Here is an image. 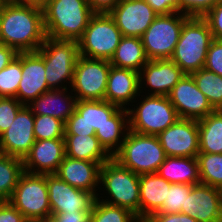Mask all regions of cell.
<instances>
[{"instance_id":"obj_46","label":"cell","mask_w":222,"mask_h":222,"mask_svg":"<svg viewBox=\"0 0 222 222\" xmlns=\"http://www.w3.org/2000/svg\"><path fill=\"white\" fill-rule=\"evenodd\" d=\"M92 211H74L71 213L54 214L63 222H90Z\"/></svg>"},{"instance_id":"obj_36","label":"cell","mask_w":222,"mask_h":222,"mask_svg":"<svg viewBox=\"0 0 222 222\" xmlns=\"http://www.w3.org/2000/svg\"><path fill=\"white\" fill-rule=\"evenodd\" d=\"M35 140L64 138L65 123L50 115H34Z\"/></svg>"},{"instance_id":"obj_19","label":"cell","mask_w":222,"mask_h":222,"mask_svg":"<svg viewBox=\"0 0 222 222\" xmlns=\"http://www.w3.org/2000/svg\"><path fill=\"white\" fill-rule=\"evenodd\" d=\"M64 157V138L36 140L23 159V170L31 174H54Z\"/></svg>"},{"instance_id":"obj_16","label":"cell","mask_w":222,"mask_h":222,"mask_svg":"<svg viewBox=\"0 0 222 222\" xmlns=\"http://www.w3.org/2000/svg\"><path fill=\"white\" fill-rule=\"evenodd\" d=\"M33 127L34 114L24 105L10 127L0 135V153L24 159L36 141Z\"/></svg>"},{"instance_id":"obj_8","label":"cell","mask_w":222,"mask_h":222,"mask_svg":"<svg viewBox=\"0 0 222 222\" xmlns=\"http://www.w3.org/2000/svg\"><path fill=\"white\" fill-rule=\"evenodd\" d=\"M121 38V31L109 13H95L77 41L79 55L110 61Z\"/></svg>"},{"instance_id":"obj_26","label":"cell","mask_w":222,"mask_h":222,"mask_svg":"<svg viewBox=\"0 0 222 222\" xmlns=\"http://www.w3.org/2000/svg\"><path fill=\"white\" fill-rule=\"evenodd\" d=\"M128 131V110L124 108H119L109 118V122L104 124L95 132V136L98 138L99 143L104 148V150L111 157H113L120 150Z\"/></svg>"},{"instance_id":"obj_43","label":"cell","mask_w":222,"mask_h":222,"mask_svg":"<svg viewBox=\"0 0 222 222\" xmlns=\"http://www.w3.org/2000/svg\"><path fill=\"white\" fill-rule=\"evenodd\" d=\"M24 215L9 201L0 202V222H25Z\"/></svg>"},{"instance_id":"obj_47","label":"cell","mask_w":222,"mask_h":222,"mask_svg":"<svg viewBox=\"0 0 222 222\" xmlns=\"http://www.w3.org/2000/svg\"><path fill=\"white\" fill-rule=\"evenodd\" d=\"M121 0H87L95 13H109Z\"/></svg>"},{"instance_id":"obj_18","label":"cell","mask_w":222,"mask_h":222,"mask_svg":"<svg viewBox=\"0 0 222 222\" xmlns=\"http://www.w3.org/2000/svg\"><path fill=\"white\" fill-rule=\"evenodd\" d=\"M181 213L198 222H222V189L201 183L193 185Z\"/></svg>"},{"instance_id":"obj_28","label":"cell","mask_w":222,"mask_h":222,"mask_svg":"<svg viewBox=\"0 0 222 222\" xmlns=\"http://www.w3.org/2000/svg\"><path fill=\"white\" fill-rule=\"evenodd\" d=\"M148 61L141 38L122 36L109 62L112 66L139 72Z\"/></svg>"},{"instance_id":"obj_45","label":"cell","mask_w":222,"mask_h":222,"mask_svg":"<svg viewBox=\"0 0 222 222\" xmlns=\"http://www.w3.org/2000/svg\"><path fill=\"white\" fill-rule=\"evenodd\" d=\"M148 220L150 222H198L191 216L183 213H154Z\"/></svg>"},{"instance_id":"obj_2","label":"cell","mask_w":222,"mask_h":222,"mask_svg":"<svg viewBox=\"0 0 222 222\" xmlns=\"http://www.w3.org/2000/svg\"><path fill=\"white\" fill-rule=\"evenodd\" d=\"M46 36L78 41L95 12L87 0H49L42 8Z\"/></svg>"},{"instance_id":"obj_12","label":"cell","mask_w":222,"mask_h":222,"mask_svg":"<svg viewBox=\"0 0 222 222\" xmlns=\"http://www.w3.org/2000/svg\"><path fill=\"white\" fill-rule=\"evenodd\" d=\"M51 214L92 211L98 198L95 193L72 187L56 174H47Z\"/></svg>"},{"instance_id":"obj_23","label":"cell","mask_w":222,"mask_h":222,"mask_svg":"<svg viewBox=\"0 0 222 222\" xmlns=\"http://www.w3.org/2000/svg\"><path fill=\"white\" fill-rule=\"evenodd\" d=\"M65 89H51L41 94L27 106L34 115H50L64 123L75 111L77 99L72 91ZM72 96H71V94Z\"/></svg>"},{"instance_id":"obj_37","label":"cell","mask_w":222,"mask_h":222,"mask_svg":"<svg viewBox=\"0 0 222 222\" xmlns=\"http://www.w3.org/2000/svg\"><path fill=\"white\" fill-rule=\"evenodd\" d=\"M191 184L172 183L167 188L166 199H164L161 210L157 213H181V208H185L186 195L192 189Z\"/></svg>"},{"instance_id":"obj_9","label":"cell","mask_w":222,"mask_h":222,"mask_svg":"<svg viewBox=\"0 0 222 222\" xmlns=\"http://www.w3.org/2000/svg\"><path fill=\"white\" fill-rule=\"evenodd\" d=\"M26 220L42 219L51 214L47 174L23 172L8 200Z\"/></svg>"},{"instance_id":"obj_51","label":"cell","mask_w":222,"mask_h":222,"mask_svg":"<svg viewBox=\"0 0 222 222\" xmlns=\"http://www.w3.org/2000/svg\"><path fill=\"white\" fill-rule=\"evenodd\" d=\"M9 0H0V16L2 14V10L4 8V6L6 5V3L8 2Z\"/></svg>"},{"instance_id":"obj_22","label":"cell","mask_w":222,"mask_h":222,"mask_svg":"<svg viewBox=\"0 0 222 222\" xmlns=\"http://www.w3.org/2000/svg\"><path fill=\"white\" fill-rule=\"evenodd\" d=\"M137 96H141L139 72L111 65L104 100L119 108L128 109L126 105L137 102Z\"/></svg>"},{"instance_id":"obj_33","label":"cell","mask_w":222,"mask_h":222,"mask_svg":"<svg viewBox=\"0 0 222 222\" xmlns=\"http://www.w3.org/2000/svg\"><path fill=\"white\" fill-rule=\"evenodd\" d=\"M201 184L222 189V154L198 153Z\"/></svg>"},{"instance_id":"obj_13","label":"cell","mask_w":222,"mask_h":222,"mask_svg":"<svg viewBox=\"0 0 222 222\" xmlns=\"http://www.w3.org/2000/svg\"><path fill=\"white\" fill-rule=\"evenodd\" d=\"M167 97L181 119L200 120L215 111L189 74L180 79Z\"/></svg>"},{"instance_id":"obj_42","label":"cell","mask_w":222,"mask_h":222,"mask_svg":"<svg viewBox=\"0 0 222 222\" xmlns=\"http://www.w3.org/2000/svg\"><path fill=\"white\" fill-rule=\"evenodd\" d=\"M213 39L222 40V0H220L204 17Z\"/></svg>"},{"instance_id":"obj_39","label":"cell","mask_w":222,"mask_h":222,"mask_svg":"<svg viewBox=\"0 0 222 222\" xmlns=\"http://www.w3.org/2000/svg\"><path fill=\"white\" fill-rule=\"evenodd\" d=\"M220 0H179V13L204 17Z\"/></svg>"},{"instance_id":"obj_44","label":"cell","mask_w":222,"mask_h":222,"mask_svg":"<svg viewBox=\"0 0 222 222\" xmlns=\"http://www.w3.org/2000/svg\"><path fill=\"white\" fill-rule=\"evenodd\" d=\"M158 15L179 12V0H145Z\"/></svg>"},{"instance_id":"obj_34","label":"cell","mask_w":222,"mask_h":222,"mask_svg":"<svg viewBox=\"0 0 222 222\" xmlns=\"http://www.w3.org/2000/svg\"><path fill=\"white\" fill-rule=\"evenodd\" d=\"M22 78V52L0 71V97L17 96Z\"/></svg>"},{"instance_id":"obj_25","label":"cell","mask_w":222,"mask_h":222,"mask_svg":"<svg viewBox=\"0 0 222 222\" xmlns=\"http://www.w3.org/2000/svg\"><path fill=\"white\" fill-rule=\"evenodd\" d=\"M157 173L170 183H201L196 157L166 156Z\"/></svg>"},{"instance_id":"obj_6","label":"cell","mask_w":222,"mask_h":222,"mask_svg":"<svg viewBox=\"0 0 222 222\" xmlns=\"http://www.w3.org/2000/svg\"><path fill=\"white\" fill-rule=\"evenodd\" d=\"M44 60L45 78L50 89L70 88L74 68L79 56L78 42L46 37L36 51ZM61 83V84H60ZM63 84V85H62Z\"/></svg>"},{"instance_id":"obj_52","label":"cell","mask_w":222,"mask_h":222,"mask_svg":"<svg viewBox=\"0 0 222 222\" xmlns=\"http://www.w3.org/2000/svg\"><path fill=\"white\" fill-rule=\"evenodd\" d=\"M25 222H43L42 219L26 220Z\"/></svg>"},{"instance_id":"obj_41","label":"cell","mask_w":222,"mask_h":222,"mask_svg":"<svg viewBox=\"0 0 222 222\" xmlns=\"http://www.w3.org/2000/svg\"><path fill=\"white\" fill-rule=\"evenodd\" d=\"M65 135H95L93 128H89L76 110L65 123Z\"/></svg>"},{"instance_id":"obj_53","label":"cell","mask_w":222,"mask_h":222,"mask_svg":"<svg viewBox=\"0 0 222 222\" xmlns=\"http://www.w3.org/2000/svg\"><path fill=\"white\" fill-rule=\"evenodd\" d=\"M135 222H150L148 219H137Z\"/></svg>"},{"instance_id":"obj_48","label":"cell","mask_w":222,"mask_h":222,"mask_svg":"<svg viewBox=\"0 0 222 222\" xmlns=\"http://www.w3.org/2000/svg\"><path fill=\"white\" fill-rule=\"evenodd\" d=\"M18 52L4 44H0V71L4 69L16 56Z\"/></svg>"},{"instance_id":"obj_31","label":"cell","mask_w":222,"mask_h":222,"mask_svg":"<svg viewBox=\"0 0 222 222\" xmlns=\"http://www.w3.org/2000/svg\"><path fill=\"white\" fill-rule=\"evenodd\" d=\"M23 170V159L0 153V201H8Z\"/></svg>"},{"instance_id":"obj_49","label":"cell","mask_w":222,"mask_h":222,"mask_svg":"<svg viewBox=\"0 0 222 222\" xmlns=\"http://www.w3.org/2000/svg\"><path fill=\"white\" fill-rule=\"evenodd\" d=\"M13 1L29 6L39 7L42 9L49 0H13Z\"/></svg>"},{"instance_id":"obj_24","label":"cell","mask_w":222,"mask_h":222,"mask_svg":"<svg viewBox=\"0 0 222 222\" xmlns=\"http://www.w3.org/2000/svg\"><path fill=\"white\" fill-rule=\"evenodd\" d=\"M171 184L158 173L139 175V219H148L161 210Z\"/></svg>"},{"instance_id":"obj_15","label":"cell","mask_w":222,"mask_h":222,"mask_svg":"<svg viewBox=\"0 0 222 222\" xmlns=\"http://www.w3.org/2000/svg\"><path fill=\"white\" fill-rule=\"evenodd\" d=\"M122 36L141 38L158 14L145 0H121L110 12Z\"/></svg>"},{"instance_id":"obj_11","label":"cell","mask_w":222,"mask_h":222,"mask_svg":"<svg viewBox=\"0 0 222 222\" xmlns=\"http://www.w3.org/2000/svg\"><path fill=\"white\" fill-rule=\"evenodd\" d=\"M110 67L108 60L79 55L70 86L76 99L104 100Z\"/></svg>"},{"instance_id":"obj_27","label":"cell","mask_w":222,"mask_h":222,"mask_svg":"<svg viewBox=\"0 0 222 222\" xmlns=\"http://www.w3.org/2000/svg\"><path fill=\"white\" fill-rule=\"evenodd\" d=\"M64 140L65 155L70 158L98 162L100 165L111 158L95 135H64Z\"/></svg>"},{"instance_id":"obj_21","label":"cell","mask_w":222,"mask_h":222,"mask_svg":"<svg viewBox=\"0 0 222 222\" xmlns=\"http://www.w3.org/2000/svg\"><path fill=\"white\" fill-rule=\"evenodd\" d=\"M100 167L101 165L98 162L74 159L65 155L54 174L72 187L99 196L96 191L101 189V187H98L100 185Z\"/></svg>"},{"instance_id":"obj_1","label":"cell","mask_w":222,"mask_h":222,"mask_svg":"<svg viewBox=\"0 0 222 222\" xmlns=\"http://www.w3.org/2000/svg\"><path fill=\"white\" fill-rule=\"evenodd\" d=\"M43 10L9 0L0 16V44L36 52L46 39Z\"/></svg>"},{"instance_id":"obj_35","label":"cell","mask_w":222,"mask_h":222,"mask_svg":"<svg viewBox=\"0 0 222 222\" xmlns=\"http://www.w3.org/2000/svg\"><path fill=\"white\" fill-rule=\"evenodd\" d=\"M137 216L130 210L96 200L90 222H135Z\"/></svg>"},{"instance_id":"obj_32","label":"cell","mask_w":222,"mask_h":222,"mask_svg":"<svg viewBox=\"0 0 222 222\" xmlns=\"http://www.w3.org/2000/svg\"><path fill=\"white\" fill-rule=\"evenodd\" d=\"M215 110H222V76L205 68L190 74Z\"/></svg>"},{"instance_id":"obj_30","label":"cell","mask_w":222,"mask_h":222,"mask_svg":"<svg viewBox=\"0 0 222 222\" xmlns=\"http://www.w3.org/2000/svg\"><path fill=\"white\" fill-rule=\"evenodd\" d=\"M119 109L118 106L105 100H82L76 102L75 110L83 116L89 128L96 132Z\"/></svg>"},{"instance_id":"obj_29","label":"cell","mask_w":222,"mask_h":222,"mask_svg":"<svg viewBox=\"0 0 222 222\" xmlns=\"http://www.w3.org/2000/svg\"><path fill=\"white\" fill-rule=\"evenodd\" d=\"M199 153L222 154V110L198 120Z\"/></svg>"},{"instance_id":"obj_20","label":"cell","mask_w":222,"mask_h":222,"mask_svg":"<svg viewBox=\"0 0 222 222\" xmlns=\"http://www.w3.org/2000/svg\"><path fill=\"white\" fill-rule=\"evenodd\" d=\"M45 77L43 58L37 52H22V78L15 98L27 106L41 94L51 90Z\"/></svg>"},{"instance_id":"obj_4","label":"cell","mask_w":222,"mask_h":222,"mask_svg":"<svg viewBox=\"0 0 222 222\" xmlns=\"http://www.w3.org/2000/svg\"><path fill=\"white\" fill-rule=\"evenodd\" d=\"M99 183H102V188L109 196L106 200L99 196L98 200L126 208L139 218V175L111 157L100 167Z\"/></svg>"},{"instance_id":"obj_14","label":"cell","mask_w":222,"mask_h":222,"mask_svg":"<svg viewBox=\"0 0 222 222\" xmlns=\"http://www.w3.org/2000/svg\"><path fill=\"white\" fill-rule=\"evenodd\" d=\"M157 138L166 156L196 157L199 153L198 120L179 118Z\"/></svg>"},{"instance_id":"obj_3","label":"cell","mask_w":222,"mask_h":222,"mask_svg":"<svg viewBox=\"0 0 222 222\" xmlns=\"http://www.w3.org/2000/svg\"><path fill=\"white\" fill-rule=\"evenodd\" d=\"M213 40L203 17H189L183 24L179 40L170 58L185 74L204 68L206 55Z\"/></svg>"},{"instance_id":"obj_38","label":"cell","mask_w":222,"mask_h":222,"mask_svg":"<svg viewBox=\"0 0 222 222\" xmlns=\"http://www.w3.org/2000/svg\"><path fill=\"white\" fill-rule=\"evenodd\" d=\"M23 106L16 98L0 97V135L10 127Z\"/></svg>"},{"instance_id":"obj_10","label":"cell","mask_w":222,"mask_h":222,"mask_svg":"<svg viewBox=\"0 0 222 222\" xmlns=\"http://www.w3.org/2000/svg\"><path fill=\"white\" fill-rule=\"evenodd\" d=\"M189 18L175 12L158 15L141 37L149 60L170 59L179 40L184 22Z\"/></svg>"},{"instance_id":"obj_7","label":"cell","mask_w":222,"mask_h":222,"mask_svg":"<svg viewBox=\"0 0 222 222\" xmlns=\"http://www.w3.org/2000/svg\"><path fill=\"white\" fill-rule=\"evenodd\" d=\"M140 99L143 100L138 102L134 109L130 107L127 109L129 130L157 136L179 119L176 109L167 96L142 95Z\"/></svg>"},{"instance_id":"obj_50","label":"cell","mask_w":222,"mask_h":222,"mask_svg":"<svg viewBox=\"0 0 222 222\" xmlns=\"http://www.w3.org/2000/svg\"><path fill=\"white\" fill-rule=\"evenodd\" d=\"M42 220L43 222H63L54 214H49L45 218H42Z\"/></svg>"},{"instance_id":"obj_5","label":"cell","mask_w":222,"mask_h":222,"mask_svg":"<svg viewBox=\"0 0 222 222\" xmlns=\"http://www.w3.org/2000/svg\"><path fill=\"white\" fill-rule=\"evenodd\" d=\"M113 158L133 173L143 175L157 173L166 155L157 136L129 130Z\"/></svg>"},{"instance_id":"obj_17","label":"cell","mask_w":222,"mask_h":222,"mask_svg":"<svg viewBox=\"0 0 222 222\" xmlns=\"http://www.w3.org/2000/svg\"><path fill=\"white\" fill-rule=\"evenodd\" d=\"M184 75L171 59L149 60L139 71V92L145 93L141 89L145 86L151 89L147 95L167 96Z\"/></svg>"},{"instance_id":"obj_40","label":"cell","mask_w":222,"mask_h":222,"mask_svg":"<svg viewBox=\"0 0 222 222\" xmlns=\"http://www.w3.org/2000/svg\"><path fill=\"white\" fill-rule=\"evenodd\" d=\"M204 68L222 76V40H212L206 55Z\"/></svg>"}]
</instances>
